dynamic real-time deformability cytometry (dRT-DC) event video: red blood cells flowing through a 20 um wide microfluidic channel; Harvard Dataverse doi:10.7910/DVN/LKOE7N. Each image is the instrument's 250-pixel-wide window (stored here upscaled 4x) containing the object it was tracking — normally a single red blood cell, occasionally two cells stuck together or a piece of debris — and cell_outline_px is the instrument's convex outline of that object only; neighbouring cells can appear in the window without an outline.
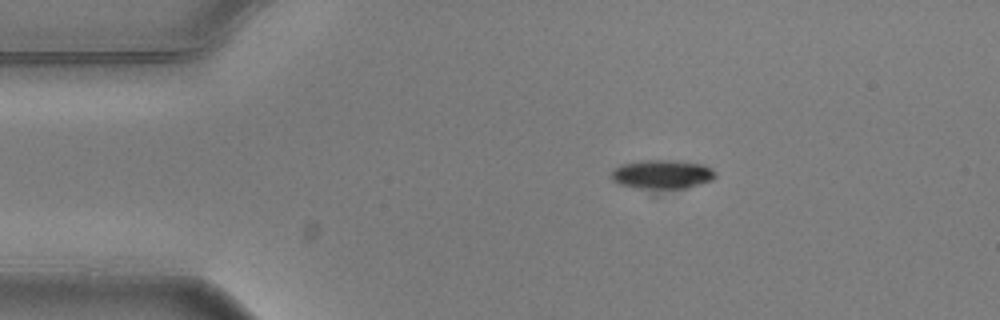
{"species": "common noctule bat (a hibernating species)", "species_latin": "Nyctalus noctula", "temperature_condition": "warm", "stored_images_in_passage": 2, "camera_frame_rate_fps": 3000, "um_per_image_px": 0.085, "animal": {"sex": "male", "body_mass_g": 20.5, "forearm_length_mm": 52.5}, "frame": {"image": 1, "passage_image": 1, "time_ms": 0.0, "image_size_px": [1000, 320], "cell_outline_px": [[716, 176], [712, 180], [688, 188], [636, 188], [620, 184], [612, 180], [608, 176], [620, 164], [640, 160], [672, 160], [704, 164], [712, 168], [716, 172]], "centroid_in_image_um": [56.28, 14.81], "position_along_channel_um": 28.7, "area_um2": 17.74}}